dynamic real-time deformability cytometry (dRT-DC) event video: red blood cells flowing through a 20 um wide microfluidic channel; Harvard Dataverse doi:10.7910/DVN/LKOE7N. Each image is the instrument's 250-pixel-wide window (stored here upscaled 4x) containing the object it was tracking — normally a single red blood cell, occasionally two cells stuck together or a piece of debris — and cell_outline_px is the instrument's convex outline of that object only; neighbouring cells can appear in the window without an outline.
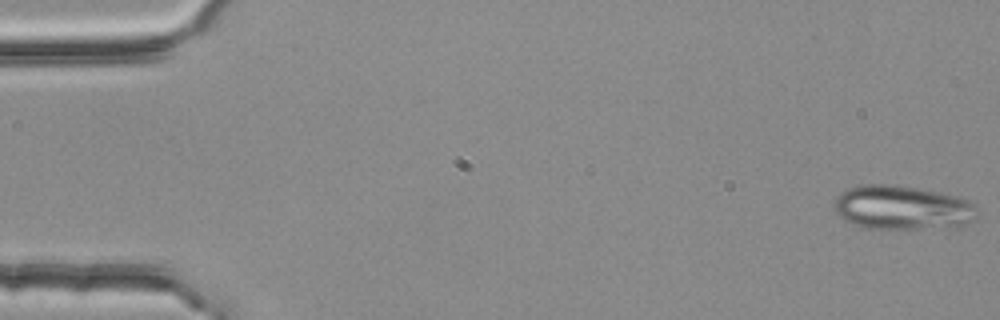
{"species": "common noctule bat (a hibernating species)", "species_latin": "Nyctalus noctula", "temperature_condition": "room temperature", "stored_images_in_passage": 5, "camera_frame_rate_fps": 3000, "um_per_image_px": 0.085, "animal": {"sex": "female", "body_mass_g": 25.1}, "frame": {"image": 1, "passage_image": 1, "time_ms": 0.0, "image_size_px": [1000, 320], "cell_outline_px": [[980, 212], [972, 220], [956, 228], [868, 228], [852, 224], [844, 220], [832, 208], [836, 196], [840, 192], [848, 188], [864, 184], [888, 184], [936, 192], [956, 196], [968, 200]], "centroid_in_image_um": [76.67, 17.66], "position_along_channel_um": 8.3, "area_um2": 36.76}}